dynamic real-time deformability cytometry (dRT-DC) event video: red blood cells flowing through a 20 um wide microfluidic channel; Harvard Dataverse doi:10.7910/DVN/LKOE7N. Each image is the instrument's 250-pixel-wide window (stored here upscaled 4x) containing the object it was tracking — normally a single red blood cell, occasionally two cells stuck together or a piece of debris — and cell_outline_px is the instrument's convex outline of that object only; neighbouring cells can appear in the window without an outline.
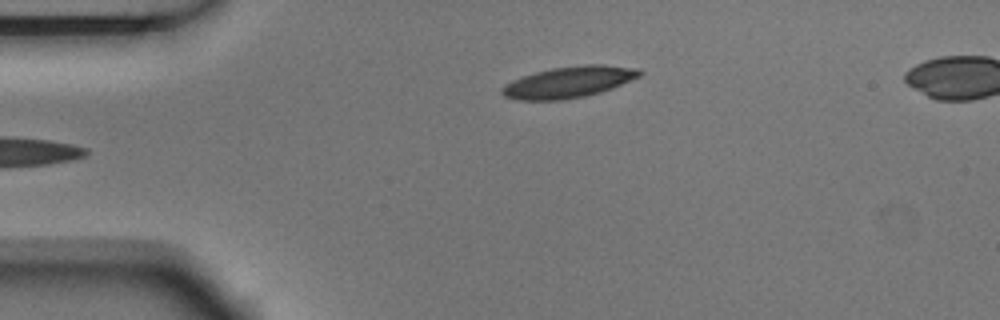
{"species": "Egyptian fruit bat (a non-hibernating species)", "species_latin": "Rousettus aegyptiacus", "temperature_condition": "room temperature", "stored_images_in_passage": 5, "segment_of_instrument_passage": [1, 2], "camera_frame_rate_fps": 3000, "um_per_image_px": 0.085, "animal": {"sex": "male"}, "frame": {"image": 1, "passage_image": 3, "time_ms": 0.667, "image_size_px": [1000, 320], "cell_outline_px": [[644, 72], [640, 76], [612, 88], [600, 92], [584, 96], [564, 100], [516, 100], [504, 96], [500, 92], [500, 88], [504, 84], [512, 80], [536, 72], [552, 68], [584, 64], [604, 64], [640, 68]], "centroid_in_image_um": [48.35, 6.97], "position_along_channel_um": 36.7, "area_um2": 25.26}}